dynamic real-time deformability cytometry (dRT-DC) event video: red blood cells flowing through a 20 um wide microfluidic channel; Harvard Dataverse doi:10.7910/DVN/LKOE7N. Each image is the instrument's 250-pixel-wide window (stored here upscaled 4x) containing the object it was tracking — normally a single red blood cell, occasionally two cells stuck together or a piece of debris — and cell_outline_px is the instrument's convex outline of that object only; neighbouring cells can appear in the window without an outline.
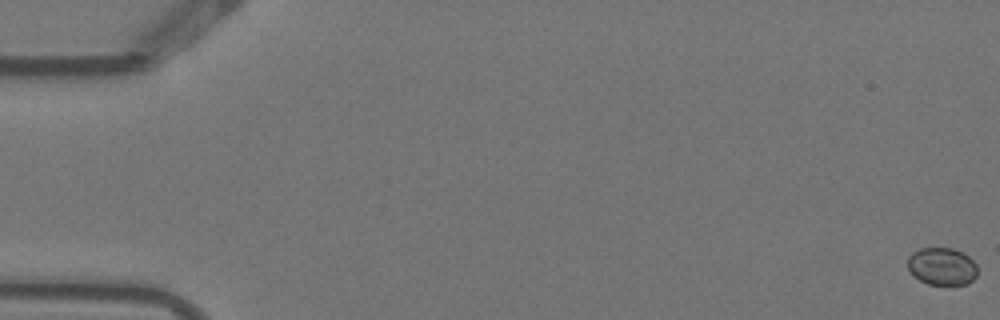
{"species": "Egyptian fruit bat (a non-hibernating species)", "species_latin": "Rousettus aegyptiacus", "temperature_condition": "warm", "stored_images_in_passage": 8, "camera_frame_rate_fps": 3000, "um_per_image_px": 0.085, "animal": {"sex": "female"}, "frame": {"image": 1, "passage_image": 1, "time_ms": 0.0, "image_size_px": [1000, 320], "cell_outline_px": [[976, 276], [968, 284], [952, 288], [928, 284], [920, 280], [908, 268], [908, 256], [912, 252], [920, 248], [952, 248], [968, 256], [976, 264]], "centroid_in_image_um": [80.08, 22.69], "position_along_channel_um": 4.9, "area_um2": 15.61}}
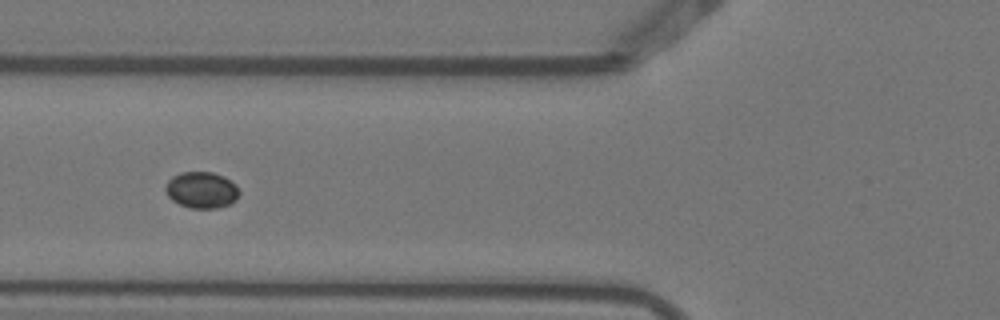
{"frame": {"image": 2, "passage_image": 6, "time_ms": 1.667, "image_size_px": [1000, 320], "cell_outline_px": [[240, 192], [236, 200], [220, 208], [188, 208], [172, 200], [168, 196], [164, 188], [168, 180], [172, 176], [180, 172], [212, 172], [224, 176], [236, 184]], "centroid_in_image_um": [17.13, 16.14], "position_along_channel_um": 108.7, "area_um2": 15.78}}
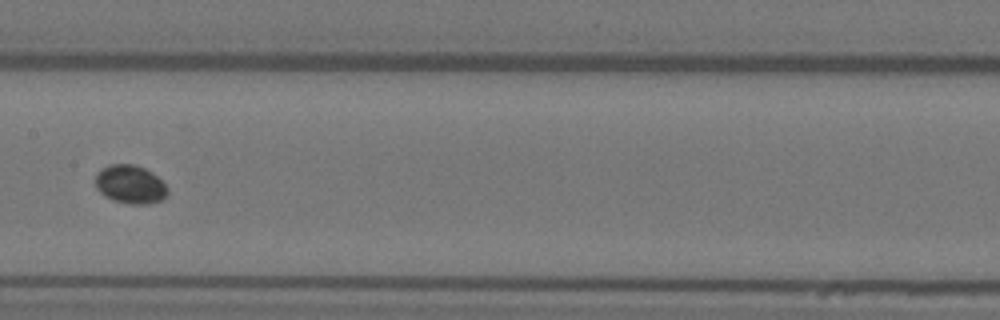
{"frame": {"image": 3, "passage_image": 8, "time_ms": 2.333, "image_size_px": [1000, 320], "cell_outline_px": [[168, 192], [160, 200], [148, 204], [128, 204], [112, 200], [104, 196], [96, 188], [96, 172], [100, 168], [108, 164], [136, 164], [152, 172], [168, 188]], "centroid_in_image_um": [11.03, 15.66], "position_along_channel_um": 196.4, "area_um2": 16.3}}